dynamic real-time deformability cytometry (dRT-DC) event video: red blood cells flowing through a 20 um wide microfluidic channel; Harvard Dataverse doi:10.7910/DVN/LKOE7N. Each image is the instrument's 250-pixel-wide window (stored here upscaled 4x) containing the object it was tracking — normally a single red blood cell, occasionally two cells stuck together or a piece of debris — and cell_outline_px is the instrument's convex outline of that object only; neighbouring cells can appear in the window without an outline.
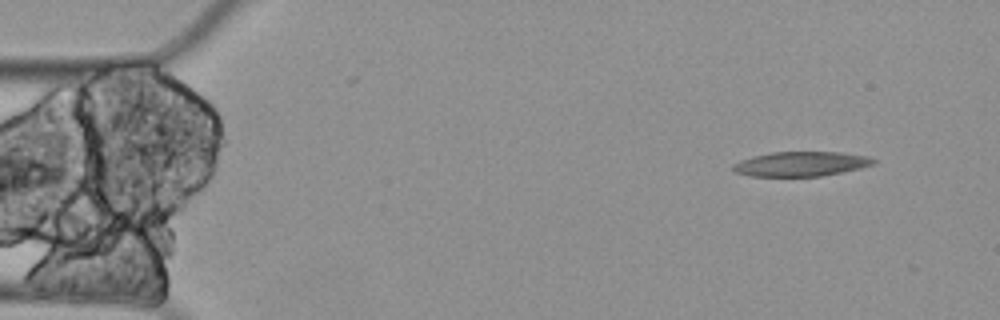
{"species": "Egyptian fruit bat (a non-hibernating species)", "species_latin": "Rousettus aegyptiacus", "temperature_condition": "cold", "stored_images_in_passage": 43, "camera_frame_rate_fps": 3000, "um_per_image_px": 0.085, "animal": {"sex": "female"}, "frame": {"image": 1, "passage_image": 1, "time_ms": 0.0, "image_size_px": [1000, 320], "cell_outline_px": [[876, 164], [860, 168], [820, 176], [752, 176], [736, 172], [732, 168], [732, 164], [740, 160], [752, 156], [772, 152], [840, 152], [868, 156], [876, 160]], "centroid_in_image_um": [68.09, 13.92], "position_along_channel_um": 16.9, "area_um2": 20.11}}
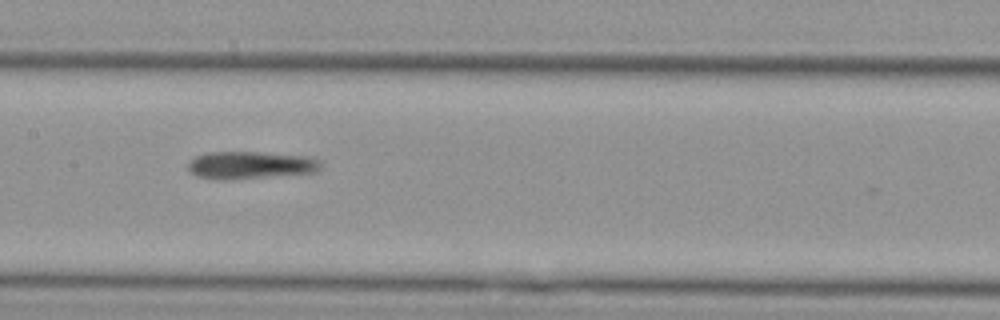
{"frame": {"image": 2, "passage_image": 24, "time_ms": 7.667, "image_size_px": [1000, 320], "cell_outline_px": [[324, 164], [316, 172], [232, 180], [216, 180], [196, 176], [188, 172], [188, 160], [196, 156], [208, 152], [256, 152], [312, 156], [320, 160]], "centroid_in_image_um": [21.28, 14.04], "position_along_channel_um": 186.1, "area_um2": 21.79}}
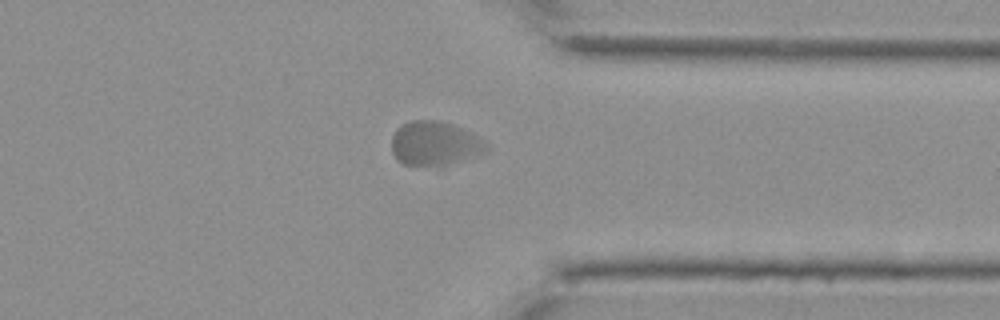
{"frame": {"image": 3, "passage_image": 42, "time_ms": 13.667, "image_size_px": [1000, 320], "cell_outline_px": [[488, 148], [484, 152], [448, 164], [404, 164], [396, 160], [392, 152], [392, 136], [396, 128], [400, 124], [412, 120], [436, 120], [452, 124], [476, 136], [488, 144]], "centroid_in_image_um": [36.88, 12.16], "position_along_channel_um": 374.5, "area_um2": 23.81}}